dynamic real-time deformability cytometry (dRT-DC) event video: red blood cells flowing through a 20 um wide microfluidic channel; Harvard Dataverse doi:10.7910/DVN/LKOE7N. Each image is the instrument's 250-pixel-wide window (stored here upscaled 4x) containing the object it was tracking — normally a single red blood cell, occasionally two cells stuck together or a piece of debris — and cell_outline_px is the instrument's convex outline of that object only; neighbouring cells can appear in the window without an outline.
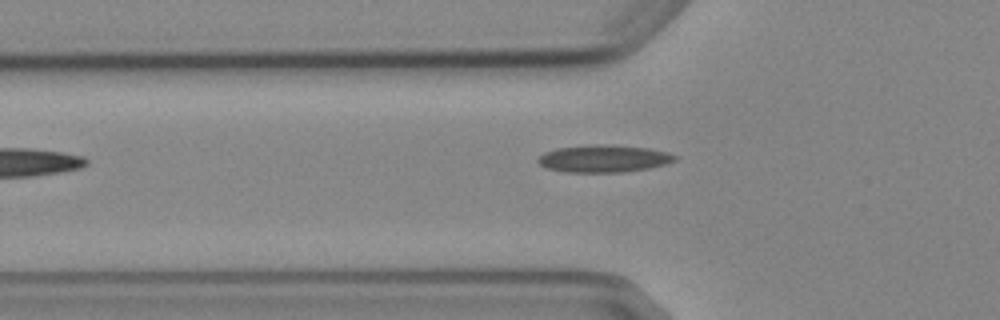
{"species": "Egyptian fruit bat (a non-hibernating species)", "species_latin": "Rousettus aegyptiacus", "temperature_condition": "cold", "stored_images_in_passage": 6, "camera_frame_rate_fps": 3000, "um_per_image_px": 0.085, "animal": {"sex": "female"}, "frame": {"image": 1, "passage_image": 5, "time_ms": 5.0, "image_size_px": [1000, 320], "cell_outline_px": [[680, 156], [676, 160], [664, 164], [648, 168], [620, 172], [568, 172], [548, 168], [540, 164], [536, 160], [544, 152], [556, 148], [596, 144], [608, 144], [648, 148], [668, 152]], "centroid_in_image_um": [51.34, 13.47], "position_along_channel_um": 74.5, "area_um2": 21.73}}
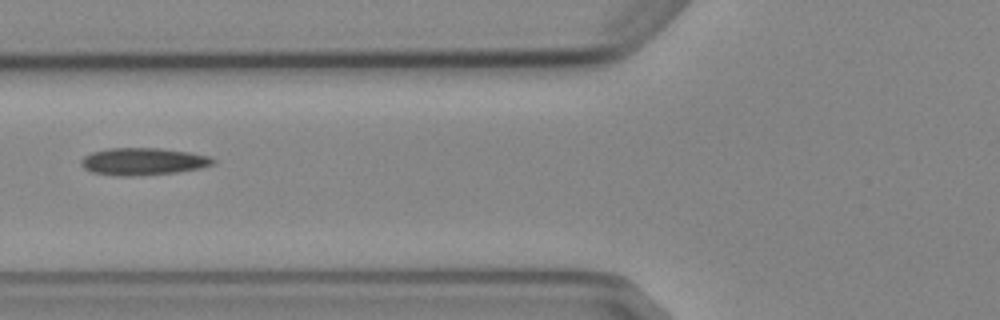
{"frame": {"image": 2, "passage_image": 6, "time_ms": 6.0, "image_size_px": [1000, 320], "cell_outline_px": [[216, 164], [200, 168], [176, 172], [132, 176], [116, 176], [92, 172], [84, 168], [80, 164], [80, 160], [84, 156], [92, 152], [108, 148], [160, 148], [188, 152], [208, 156], [216, 160]], "centroid_in_image_um": [12.15, 13.72], "position_along_channel_um": 113.7, "area_um2": 20.98}}